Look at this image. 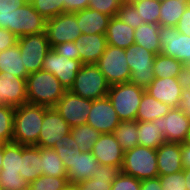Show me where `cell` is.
Returning <instances> with one entry per match:
<instances>
[{"label": "cell", "instance_id": "ffe728a7", "mask_svg": "<svg viewBox=\"0 0 190 190\" xmlns=\"http://www.w3.org/2000/svg\"><path fill=\"white\" fill-rule=\"evenodd\" d=\"M145 92L171 108H178L181 104L182 88L177 78H155Z\"/></svg>", "mask_w": 190, "mask_h": 190}, {"label": "cell", "instance_id": "836d02e7", "mask_svg": "<svg viewBox=\"0 0 190 190\" xmlns=\"http://www.w3.org/2000/svg\"><path fill=\"white\" fill-rule=\"evenodd\" d=\"M22 145L3 143V161L0 173H19L21 169Z\"/></svg>", "mask_w": 190, "mask_h": 190}, {"label": "cell", "instance_id": "9a60e30c", "mask_svg": "<svg viewBox=\"0 0 190 190\" xmlns=\"http://www.w3.org/2000/svg\"><path fill=\"white\" fill-rule=\"evenodd\" d=\"M156 121L166 142L182 144L186 141L190 129V118L180 107L172 108L165 116L157 118Z\"/></svg>", "mask_w": 190, "mask_h": 190}, {"label": "cell", "instance_id": "8d00e7d4", "mask_svg": "<svg viewBox=\"0 0 190 190\" xmlns=\"http://www.w3.org/2000/svg\"><path fill=\"white\" fill-rule=\"evenodd\" d=\"M15 107L0 104V142L11 143L13 139Z\"/></svg>", "mask_w": 190, "mask_h": 190}, {"label": "cell", "instance_id": "ab89813d", "mask_svg": "<svg viewBox=\"0 0 190 190\" xmlns=\"http://www.w3.org/2000/svg\"><path fill=\"white\" fill-rule=\"evenodd\" d=\"M67 177L41 175L28 184L30 190H60L68 184Z\"/></svg>", "mask_w": 190, "mask_h": 190}, {"label": "cell", "instance_id": "f5cc1de1", "mask_svg": "<svg viewBox=\"0 0 190 190\" xmlns=\"http://www.w3.org/2000/svg\"><path fill=\"white\" fill-rule=\"evenodd\" d=\"M140 190H162L159 177L141 180Z\"/></svg>", "mask_w": 190, "mask_h": 190}, {"label": "cell", "instance_id": "d6986e66", "mask_svg": "<svg viewBox=\"0 0 190 190\" xmlns=\"http://www.w3.org/2000/svg\"><path fill=\"white\" fill-rule=\"evenodd\" d=\"M25 103H27L26 78L0 72V104L17 107Z\"/></svg>", "mask_w": 190, "mask_h": 190}, {"label": "cell", "instance_id": "ac0fdd59", "mask_svg": "<svg viewBox=\"0 0 190 190\" xmlns=\"http://www.w3.org/2000/svg\"><path fill=\"white\" fill-rule=\"evenodd\" d=\"M91 152L99 164L122 168L124 151L112 133L101 134Z\"/></svg>", "mask_w": 190, "mask_h": 190}, {"label": "cell", "instance_id": "f6af8a7d", "mask_svg": "<svg viewBox=\"0 0 190 190\" xmlns=\"http://www.w3.org/2000/svg\"><path fill=\"white\" fill-rule=\"evenodd\" d=\"M158 177L160 179L162 190H187L183 170Z\"/></svg>", "mask_w": 190, "mask_h": 190}, {"label": "cell", "instance_id": "94428289", "mask_svg": "<svg viewBox=\"0 0 190 190\" xmlns=\"http://www.w3.org/2000/svg\"><path fill=\"white\" fill-rule=\"evenodd\" d=\"M184 143L187 144V145H190V129H189L186 141Z\"/></svg>", "mask_w": 190, "mask_h": 190}, {"label": "cell", "instance_id": "f35d334b", "mask_svg": "<svg viewBox=\"0 0 190 190\" xmlns=\"http://www.w3.org/2000/svg\"><path fill=\"white\" fill-rule=\"evenodd\" d=\"M33 8L46 20L64 13L62 0H29Z\"/></svg>", "mask_w": 190, "mask_h": 190}, {"label": "cell", "instance_id": "f907efd6", "mask_svg": "<svg viewBox=\"0 0 190 190\" xmlns=\"http://www.w3.org/2000/svg\"><path fill=\"white\" fill-rule=\"evenodd\" d=\"M179 33L190 36V2L176 25Z\"/></svg>", "mask_w": 190, "mask_h": 190}, {"label": "cell", "instance_id": "30bf717a", "mask_svg": "<svg viewBox=\"0 0 190 190\" xmlns=\"http://www.w3.org/2000/svg\"><path fill=\"white\" fill-rule=\"evenodd\" d=\"M82 65L83 64L80 60L70 59L66 56L59 55L53 48H51L43 60L41 70L50 72L52 75L56 76L61 85L66 90H70L74 84L76 74Z\"/></svg>", "mask_w": 190, "mask_h": 190}, {"label": "cell", "instance_id": "db71d44e", "mask_svg": "<svg viewBox=\"0 0 190 190\" xmlns=\"http://www.w3.org/2000/svg\"><path fill=\"white\" fill-rule=\"evenodd\" d=\"M179 107L190 118V89H182L181 104Z\"/></svg>", "mask_w": 190, "mask_h": 190}, {"label": "cell", "instance_id": "74e56055", "mask_svg": "<svg viewBox=\"0 0 190 190\" xmlns=\"http://www.w3.org/2000/svg\"><path fill=\"white\" fill-rule=\"evenodd\" d=\"M134 7L139 17L145 23L159 24L161 2L157 0H140L135 2Z\"/></svg>", "mask_w": 190, "mask_h": 190}, {"label": "cell", "instance_id": "91938a15", "mask_svg": "<svg viewBox=\"0 0 190 190\" xmlns=\"http://www.w3.org/2000/svg\"><path fill=\"white\" fill-rule=\"evenodd\" d=\"M122 1L125 4H134L135 2L140 1V0H122Z\"/></svg>", "mask_w": 190, "mask_h": 190}, {"label": "cell", "instance_id": "4dcf8cb0", "mask_svg": "<svg viewBox=\"0 0 190 190\" xmlns=\"http://www.w3.org/2000/svg\"><path fill=\"white\" fill-rule=\"evenodd\" d=\"M138 123V142L139 145L144 147H149L153 149H158L159 146L166 142L164 135L160 132V129L157 127V121H147Z\"/></svg>", "mask_w": 190, "mask_h": 190}, {"label": "cell", "instance_id": "bcb514c9", "mask_svg": "<svg viewBox=\"0 0 190 190\" xmlns=\"http://www.w3.org/2000/svg\"><path fill=\"white\" fill-rule=\"evenodd\" d=\"M141 180L136 179L133 176L126 175L122 172L112 183L111 190H140Z\"/></svg>", "mask_w": 190, "mask_h": 190}, {"label": "cell", "instance_id": "5b68a950", "mask_svg": "<svg viewBox=\"0 0 190 190\" xmlns=\"http://www.w3.org/2000/svg\"><path fill=\"white\" fill-rule=\"evenodd\" d=\"M121 172L139 180L158 177L156 149L137 145L124 152Z\"/></svg>", "mask_w": 190, "mask_h": 190}, {"label": "cell", "instance_id": "7a4b0ae2", "mask_svg": "<svg viewBox=\"0 0 190 190\" xmlns=\"http://www.w3.org/2000/svg\"><path fill=\"white\" fill-rule=\"evenodd\" d=\"M48 107L25 103L15 107L12 142L24 146L37 145Z\"/></svg>", "mask_w": 190, "mask_h": 190}, {"label": "cell", "instance_id": "7dc6e473", "mask_svg": "<svg viewBox=\"0 0 190 190\" xmlns=\"http://www.w3.org/2000/svg\"><path fill=\"white\" fill-rule=\"evenodd\" d=\"M53 49L59 55L66 56L67 58H70V59L80 60L78 48L76 47V44L74 41L55 45Z\"/></svg>", "mask_w": 190, "mask_h": 190}, {"label": "cell", "instance_id": "6f0895ef", "mask_svg": "<svg viewBox=\"0 0 190 190\" xmlns=\"http://www.w3.org/2000/svg\"><path fill=\"white\" fill-rule=\"evenodd\" d=\"M60 190H80V189L75 183H68L66 186H64Z\"/></svg>", "mask_w": 190, "mask_h": 190}, {"label": "cell", "instance_id": "6da1fadb", "mask_svg": "<svg viewBox=\"0 0 190 190\" xmlns=\"http://www.w3.org/2000/svg\"><path fill=\"white\" fill-rule=\"evenodd\" d=\"M53 149L63 161L69 183H78L92 178L97 166L100 165L91 151L81 152L79 150L71 134L56 141Z\"/></svg>", "mask_w": 190, "mask_h": 190}, {"label": "cell", "instance_id": "cb8c5ba5", "mask_svg": "<svg viewBox=\"0 0 190 190\" xmlns=\"http://www.w3.org/2000/svg\"><path fill=\"white\" fill-rule=\"evenodd\" d=\"M134 31L135 29L123 22L118 16L111 17L105 33L107 44L127 49L134 44Z\"/></svg>", "mask_w": 190, "mask_h": 190}, {"label": "cell", "instance_id": "5bb4252c", "mask_svg": "<svg viewBox=\"0 0 190 190\" xmlns=\"http://www.w3.org/2000/svg\"><path fill=\"white\" fill-rule=\"evenodd\" d=\"M46 35L51 48L75 41L82 33L74 13H62L46 22Z\"/></svg>", "mask_w": 190, "mask_h": 190}, {"label": "cell", "instance_id": "1f68e13d", "mask_svg": "<svg viewBox=\"0 0 190 190\" xmlns=\"http://www.w3.org/2000/svg\"><path fill=\"white\" fill-rule=\"evenodd\" d=\"M137 132L138 123L135 120L120 122L112 134L117 139L122 150L126 152L139 145Z\"/></svg>", "mask_w": 190, "mask_h": 190}, {"label": "cell", "instance_id": "681fc988", "mask_svg": "<svg viewBox=\"0 0 190 190\" xmlns=\"http://www.w3.org/2000/svg\"><path fill=\"white\" fill-rule=\"evenodd\" d=\"M90 0H62L64 13H75L79 10L86 9Z\"/></svg>", "mask_w": 190, "mask_h": 190}, {"label": "cell", "instance_id": "f546056e", "mask_svg": "<svg viewBox=\"0 0 190 190\" xmlns=\"http://www.w3.org/2000/svg\"><path fill=\"white\" fill-rule=\"evenodd\" d=\"M188 3V0L161 1L159 25L176 27Z\"/></svg>", "mask_w": 190, "mask_h": 190}, {"label": "cell", "instance_id": "2e32d148", "mask_svg": "<svg viewBox=\"0 0 190 190\" xmlns=\"http://www.w3.org/2000/svg\"><path fill=\"white\" fill-rule=\"evenodd\" d=\"M40 130L36 146L53 148L56 141H60L70 134L71 127L55 108H48L44 113Z\"/></svg>", "mask_w": 190, "mask_h": 190}, {"label": "cell", "instance_id": "9f6ffc18", "mask_svg": "<svg viewBox=\"0 0 190 190\" xmlns=\"http://www.w3.org/2000/svg\"><path fill=\"white\" fill-rule=\"evenodd\" d=\"M183 175L186 181V189L190 190V168H184L183 169Z\"/></svg>", "mask_w": 190, "mask_h": 190}, {"label": "cell", "instance_id": "ee69618b", "mask_svg": "<svg viewBox=\"0 0 190 190\" xmlns=\"http://www.w3.org/2000/svg\"><path fill=\"white\" fill-rule=\"evenodd\" d=\"M138 15L139 13L137 12L133 4L123 3L122 7L118 11L117 16L123 22L130 25L133 29H136L145 23L143 19H141Z\"/></svg>", "mask_w": 190, "mask_h": 190}, {"label": "cell", "instance_id": "d4e9b609", "mask_svg": "<svg viewBox=\"0 0 190 190\" xmlns=\"http://www.w3.org/2000/svg\"><path fill=\"white\" fill-rule=\"evenodd\" d=\"M121 169L116 166H97L92 178L75 183L80 190H111L113 181L120 174Z\"/></svg>", "mask_w": 190, "mask_h": 190}, {"label": "cell", "instance_id": "d6a6232c", "mask_svg": "<svg viewBox=\"0 0 190 190\" xmlns=\"http://www.w3.org/2000/svg\"><path fill=\"white\" fill-rule=\"evenodd\" d=\"M42 158V175L54 177H67V170L63 161L53 148L40 147Z\"/></svg>", "mask_w": 190, "mask_h": 190}, {"label": "cell", "instance_id": "3957f363", "mask_svg": "<svg viewBox=\"0 0 190 190\" xmlns=\"http://www.w3.org/2000/svg\"><path fill=\"white\" fill-rule=\"evenodd\" d=\"M27 103L54 108L66 89L58 78L43 70L26 78Z\"/></svg>", "mask_w": 190, "mask_h": 190}, {"label": "cell", "instance_id": "9c48e42d", "mask_svg": "<svg viewBox=\"0 0 190 190\" xmlns=\"http://www.w3.org/2000/svg\"><path fill=\"white\" fill-rule=\"evenodd\" d=\"M17 45L27 73L31 74L40 71L43 60L51 49L46 32L18 37Z\"/></svg>", "mask_w": 190, "mask_h": 190}, {"label": "cell", "instance_id": "44dd1931", "mask_svg": "<svg viewBox=\"0 0 190 190\" xmlns=\"http://www.w3.org/2000/svg\"><path fill=\"white\" fill-rule=\"evenodd\" d=\"M74 42L82 64H96L107 46L105 34L82 33Z\"/></svg>", "mask_w": 190, "mask_h": 190}, {"label": "cell", "instance_id": "d590c367", "mask_svg": "<svg viewBox=\"0 0 190 190\" xmlns=\"http://www.w3.org/2000/svg\"><path fill=\"white\" fill-rule=\"evenodd\" d=\"M71 136L79 146L81 152H88L99 139L101 133L88 124L75 126L70 130Z\"/></svg>", "mask_w": 190, "mask_h": 190}, {"label": "cell", "instance_id": "484cf974", "mask_svg": "<svg viewBox=\"0 0 190 190\" xmlns=\"http://www.w3.org/2000/svg\"><path fill=\"white\" fill-rule=\"evenodd\" d=\"M19 173L21 178H23L28 184L42 175L40 147L36 145H22L21 169Z\"/></svg>", "mask_w": 190, "mask_h": 190}, {"label": "cell", "instance_id": "83f0119b", "mask_svg": "<svg viewBox=\"0 0 190 190\" xmlns=\"http://www.w3.org/2000/svg\"><path fill=\"white\" fill-rule=\"evenodd\" d=\"M159 24L144 23L134 31V43L146 48L155 55L161 53V42L159 39Z\"/></svg>", "mask_w": 190, "mask_h": 190}, {"label": "cell", "instance_id": "277c9868", "mask_svg": "<svg viewBox=\"0 0 190 190\" xmlns=\"http://www.w3.org/2000/svg\"><path fill=\"white\" fill-rule=\"evenodd\" d=\"M145 89L125 82L109 87L107 97L117 112L121 122L135 121Z\"/></svg>", "mask_w": 190, "mask_h": 190}, {"label": "cell", "instance_id": "4fadbf2b", "mask_svg": "<svg viewBox=\"0 0 190 190\" xmlns=\"http://www.w3.org/2000/svg\"><path fill=\"white\" fill-rule=\"evenodd\" d=\"M47 20L42 17L28 1L12 13L10 32L17 37L41 34L46 31Z\"/></svg>", "mask_w": 190, "mask_h": 190}, {"label": "cell", "instance_id": "8fae6325", "mask_svg": "<svg viewBox=\"0 0 190 190\" xmlns=\"http://www.w3.org/2000/svg\"><path fill=\"white\" fill-rule=\"evenodd\" d=\"M71 128L86 124L92 108V100L82 98L66 90L54 107Z\"/></svg>", "mask_w": 190, "mask_h": 190}, {"label": "cell", "instance_id": "7bdbcfd3", "mask_svg": "<svg viewBox=\"0 0 190 190\" xmlns=\"http://www.w3.org/2000/svg\"><path fill=\"white\" fill-rule=\"evenodd\" d=\"M28 183L20 173H0V190H26Z\"/></svg>", "mask_w": 190, "mask_h": 190}, {"label": "cell", "instance_id": "4316f807", "mask_svg": "<svg viewBox=\"0 0 190 190\" xmlns=\"http://www.w3.org/2000/svg\"><path fill=\"white\" fill-rule=\"evenodd\" d=\"M0 72L10 73L18 78H27L26 67L22 61L18 45L0 51Z\"/></svg>", "mask_w": 190, "mask_h": 190}, {"label": "cell", "instance_id": "60d3db41", "mask_svg": "<svg viewBox=\"0 0 190 190\" xmlns=\"http://www.w3.org/2000/svg\"><path fill=\"white\" fill-rule=\"evenodd\" d=\"M29 0H0V28L10 31L12 26V13L19 7H22Z\"/></svg>", "mask_w": 190, "mask_h": 190}, {"label": "cell", "instance_id": "ba28073f", "mask_svg": "<svg viewBox=\"0 0 190 190\" xmlns=\"http://www.w3.org/2000/svg\"><path fill=\"white\" fill-rule=\"evenodd\" d=\"M96 65L110 86L130 80L131 71L127 63L126 51L123 48L107 44L105 52Z\"/></svg>", "mask_w": 190, "mask_h": 190}, {"label": "cell", "instance_id": "52a82bcc", "mask_svg": "<svg viewBox=\"0 0 190 190\" xmlns=\"http://www.w3.org/2000/svg\"><path fill=\"white\" fill-rule=\"evenodd\" d=\"M125 51L131 71L129 82L146 89L155 79L153 63L156 55L135 43Z\"/></svg>", "mask_w": 190, "mask_h": 190}, {"label": "cell", "instance_id": "e0dca14e", "mask_svg": "<svg viewBox=\"0 0 190 190\" xmlns=\"http://www.w3.org/2000/svg\"><path fill=\"white\" fill-rule=\"evenodd\" d=\"M120 122L117 112L107 96L92 100V108L86 124L103 134L113 133Z\"/></svg>", "mask_w": 190, "mask_h": 190}, {"label": "cell", "instance_id": "11a10c76", "mask_svg": "<svg viewBox=\"0 0 190 190\" xmlns=\"http://www.w3.org/2000/svg\"><path fill=\"white\" fill-rule=\"evenodd\" d=\"M181 162L183 168H190V145L181 144Z\"/></svg>", "mask_w": 190, "mask_h": 190}, {"label": "cell", "instance_id": "e575fe53", "mask_svg": "<svg viewBox=\"0 0 190 190\" xmlns=\"http://www.w3.org/2000/svg\"><path fill=\"white\" fill-rule=\"evenodd\" d=\"M183 65L179 60L159 53L156 55L153 63L154 76L155 78H177Z\"/></svg>", "mask_w": 190, "mask_h": 190}, {"label": "cell", "instance_id": "816d5d0a", "mask_svg": "<svg viewBox=\"0 0 190 190\" xmlns=\"http://www.w3.org/2000/svg\"><path fill=\"white\" fill-rule=\"evenodd\" d=\"M177 80L182 89H190V65H183Z\"/></svg>", "mask_w": 190, "mask_h": 190}, {"label": "cell", "instance_id": "f1b7e54d", "mask_svg": "<svg viewBox=\"0 0 190 190\" xmlns=\"http://www.w3.org/2000/svg\"><path fill=\"white\" fill-rule=\"evenodd\" d=\"M171 109L172 108L166 103H162L144 92L139 105L136 121H154L157 118L165 116Z\"/></svg>", "mask_w": 190, "mask_h": 190}, {"label": "cell", "instance_id": "680465c9", "mask_svg": "<svg viewBox=\"0 0 190 190\" xmlns=\"http://www.w3.org/2000/svg\"><path fill=\"white\" fill-rule=\"evenodd\" d=\"M2 161H3V143L0 142V170L2 169Z\"/></svg>", "mask_w": 190, "mask_h": 190}, {"label": "cell", "instance_id": "7402d4cb", "mask_svg": "<svg viewBox=\"0 0 190 190\" xmlns=\"http://www.w3.org/2000/svg\"><path fill=\"white\" fill-rule=\"evenodd\" d=\"M156 153L159 176L176 173L184 169L181 162L180 143L164 142L156 149Z\"/></svg>", "mask_w": 190, "mask_h": 190}, {"label": "cell", "instance_id": "b9f144b4", "mask_svg": "<svg viewBox=\"0 0 190 190\" xmlns=\"http://www.w3.org/2000/svg\"><path fill=\"white\" fill-rule=\"evenodd\" d=\"M122 5V0H90L87 8L94 9L107 16L114 17L118 15V11Z\"/></svg>", "mask_w": 190, "mask_h": 190}, {"label": "cell", "instance_id": "603a6c76", "mask_svg": "<svg viewBox=\"0 0 190 190\" xmlns=\"http://www.w3.org/2000/svg\"><path fill=\"white\" fill-rule=\"evenodd\" d=\"M77 17L78 27L84 34H105L110 16L94 9H83L74 13Z\"/></svg>", "mask_w": 190, "mask_h": 190}, {"label": "cell", "instance_id": "8992f818", "mask_svg": "<svg viewBox=\"0 0 190 190\" xmlns=\"http://www.w3.org/2000/svg\"><path fill=\"white\" fill-rule=\"evenodd\" d=\"M110 85L96 64H83L70 91L82 98L95 100L107 96Z\"/></svg>", "mask_w": 190, "mask_h": 190}, {"label": "cell", "instance_id": "7c38bea8", "mask_svg": "<svg viewBox=\"0 0 190 190\" xmlns=\"http://www.w3.org/2000/svg\"><path fill=\"white\" fill-rule=\"evenodd\" d=\"M158 34L162 54L190 65V36L179 33L173 26H160Z\"/></svg>", "mask_w": 190, "mask_h": 190}, {"label": "cell", "instance_id": "c3c4849f", "mask_svg": "<svg viewBox=\"0 0 190 190\" xmlns=\"http://www.w3.org/2000/svg\"><path fill=\"white\" fill-rule=\"evenodd\" d=\"M18 37L5 28H0V51L6 50L17 44Z\"/></svg>", "mask_w": 190, "mask_h": 190}]
</instances>
